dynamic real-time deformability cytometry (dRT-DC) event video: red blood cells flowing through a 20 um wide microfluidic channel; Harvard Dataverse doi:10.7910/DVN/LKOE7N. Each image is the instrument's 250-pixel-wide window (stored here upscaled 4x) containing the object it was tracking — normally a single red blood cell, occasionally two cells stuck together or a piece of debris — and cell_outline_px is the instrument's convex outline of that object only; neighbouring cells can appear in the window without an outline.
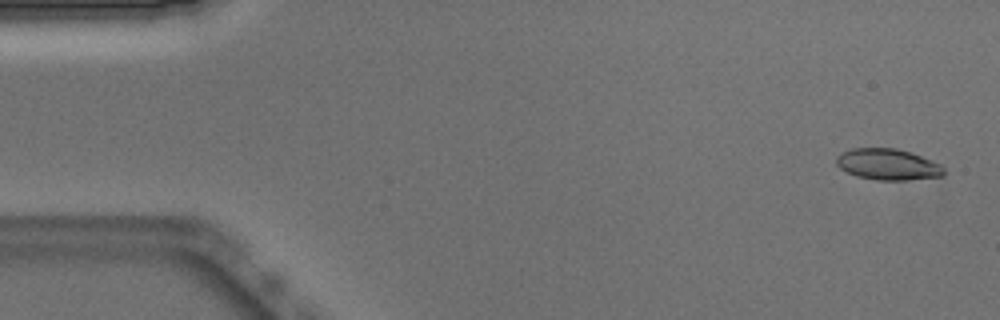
{"species": "Egyptian fruit bat (a non-hibernating species)", "species_latin": "Rousettus aegyptiacus", "temperature_condition": "warm", "stored_images_in_passage": 51, "camera_frame_rate_fps": 3000, "um_per_image_px": 0.085, "animal": {"sex": "male"}, "frame": {"image": 1, "passage_image": 2, "time_ms": 0.333, "image_size_px": [1000, 320], "cell_outline_px": [[944, 176], [904, 180], [876, 180], [856, 176], [840, 168], [836, 164], [836, 156], [840, 152], [852, 148], [896, 148], [912, 152], [932, 160], [940, 164], [944, 168]], "centroid_in_image_um": [75.46, 13.96], "position_along_channel_um": 9.5, "area_um2": 19.71}}
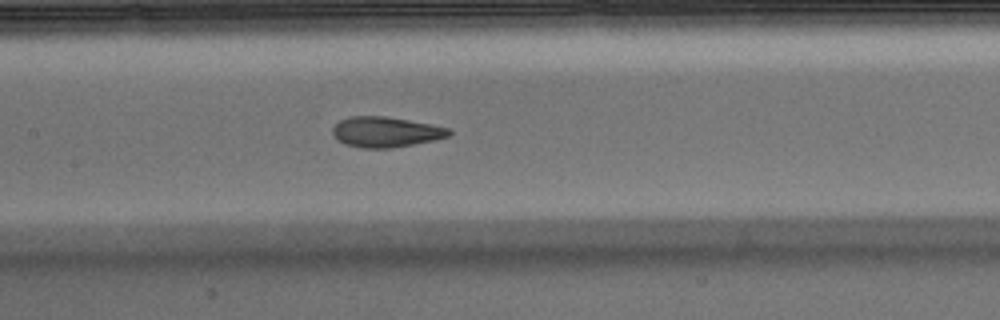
{"frame": {"image": 2, "passage_image": 24, "time_ms": 7.667, "image_size_px": [1000, 320], "cell_outline_px": [[452, 132], [448, 136], [432, 140], [392, 148], [360, 148], [344, 144], [336, 140], [332, 136], [332, 128], [340, 120], [352, 116], [388, 116], [432, 124], [452, 128]], "centroid_in_image_um": [32.76, 11.21], "position_along_channel_um": 174.6, "area_um2": 20.81}}
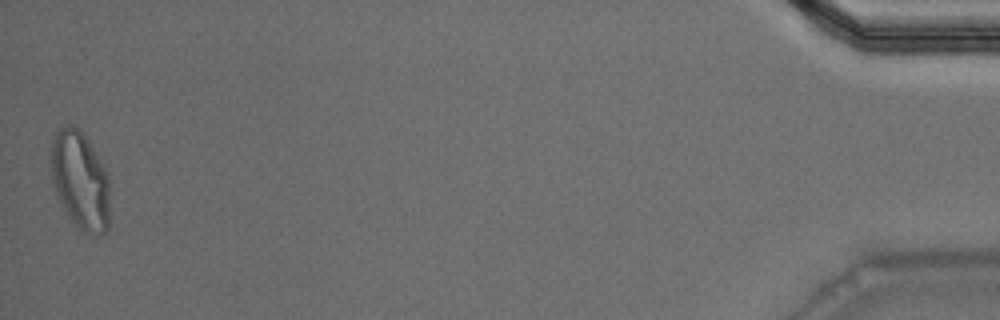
{"frame": {"image": 3, "passage_image": 51, "time_ms": 16.667, "image_size_px": [1000, 320], "cell_outline_px": [[108, 228], [100, 236], [80, 232], [68, 216], [52, 180], [52, 140], [56, 132], [60, 128], [68, 124], [80, 128], [84, 132], [104, 168], [108, 176]], "centroid_in_image_um": [6.83, 15.34], "position_along_channel_um": 428.4, "area_um2": 33.23}, "authors_computed_cell_mechanics": {"area_um2": 20.9236, "velocity_mm_per_s": 3.895, "shape_relaxation_time_tau1_ms": 7.8789, "shape_relaxation_time_tau2_ms": 0.9885, "deformation_change_tau1": 0.2393, "deformation_change_tau2": 0.0644}}